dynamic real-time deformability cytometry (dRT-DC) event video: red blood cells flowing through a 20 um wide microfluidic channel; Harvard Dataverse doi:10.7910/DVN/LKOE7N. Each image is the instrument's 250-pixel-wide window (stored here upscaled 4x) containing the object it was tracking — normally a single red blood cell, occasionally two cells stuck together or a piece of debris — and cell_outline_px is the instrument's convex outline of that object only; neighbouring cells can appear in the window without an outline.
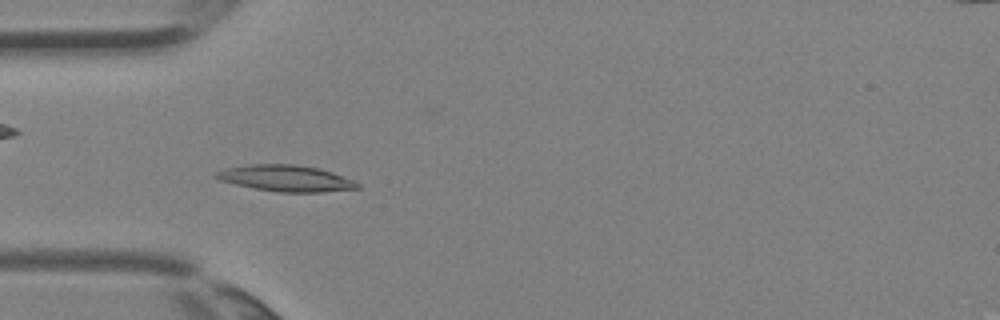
{"species": "Egyptian fruit bat (a non-hibernating species)", "species_latin": "Rousettus aegyptiacus", "temperature_condition": "room temperature", "stored_images_in_passage": 4, "camera_frame_rate_fps": 3000, "um_per_image_px": 0.085, "animal": {"sex": "female"}, "frame": {"image": 1, "passage_image": 4, "time_ms": 1.0, "image_size_px": [1000, 320], "cell_outline_px": [[360, 188], [320, 192], [280, 192], [256, 188], [236, 184], [220, 180], [212, 176], [216, 172], [224, 168], [248, 164], [296, 164], [320, 168], [356, 180], [360, 184]], "centroid_in_image_um": [24.33, 15.14], "position_along_channel_um": 60.7, "area_um2": 21.73}}